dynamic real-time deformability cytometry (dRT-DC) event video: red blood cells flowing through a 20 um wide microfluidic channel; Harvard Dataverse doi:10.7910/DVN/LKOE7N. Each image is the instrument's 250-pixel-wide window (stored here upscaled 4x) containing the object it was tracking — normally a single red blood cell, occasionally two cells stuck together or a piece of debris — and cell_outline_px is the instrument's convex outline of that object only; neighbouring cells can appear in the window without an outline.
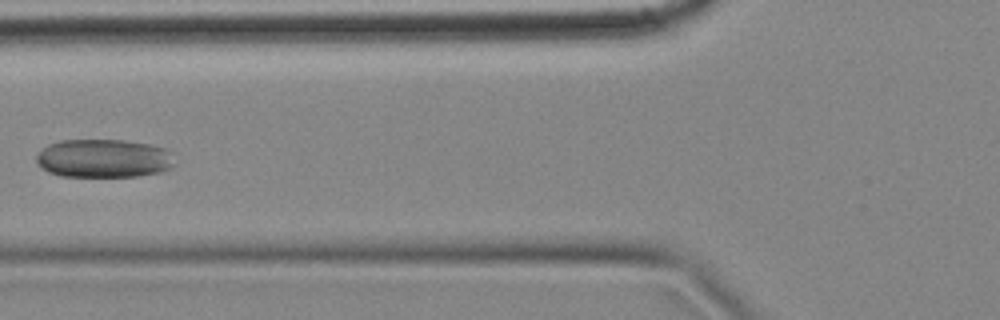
{"species": "common noctule bat (a hibernating species)", "species_latin": "Nyctalus noctula", "temperature_condition": "cold", "stored_images_in_passage": 6, "camera_frame_rate_fps": 3000, "um_per_image_px": 0.085, "animal": {"sex": "female", "body_mass_g": 18.4}, "frame": {"image": 1, "passage_image": 6, "time_ms": 1.667, "image_size_px": [1000, 320], "cell_outline_px": [[172, 168], [160, 172], [136, 176], [60, 176], [48, 172], [36, 164], [36, 156], [48, 144], [60, 140], [124, 140], [148, 144], [164, 148], [168, 152], [172, 164]], "centroid_in_image_um": [8.75, 13.46], "position_along_channel_um": 117.1, "area_um2": 30.75}}